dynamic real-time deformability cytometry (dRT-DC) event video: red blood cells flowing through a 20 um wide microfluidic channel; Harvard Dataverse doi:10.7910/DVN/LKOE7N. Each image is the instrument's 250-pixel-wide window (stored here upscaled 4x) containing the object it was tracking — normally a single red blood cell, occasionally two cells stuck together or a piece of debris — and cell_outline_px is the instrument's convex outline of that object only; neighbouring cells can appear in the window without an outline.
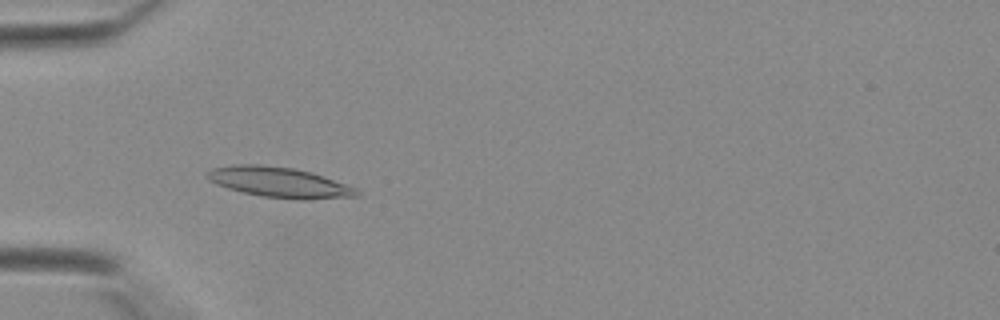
{"species": "Egyptian fruit bat (a non-hibernating species)", "species_latin": "Rousettus aegyptiacus", "temperature_condition": "warm", "stored_images_in_passage": 32, "camera_frame_rate_fps": 3000, "um_per_image_px": 0.085, "animal": {"sex": "female"}, "frame": {"image": 1, "passage_image": 4, "time_ms": 1.0, "image_size_px": [1000, 320], "cell_outline_px": [[360, 196], [304, 200], [296, 200], [260, 196], [228, 188], [216, 184], [208, 180], [204, 176], [204, 172], [212, 168], [232, 164], [260, 164], [292, 168], [312, 172], [356, 188], [360, 192]], "centroid_in_image_um": [23.69, 15.49], "position_along_channel_um": 61.3, "area_um2": 26.7}}
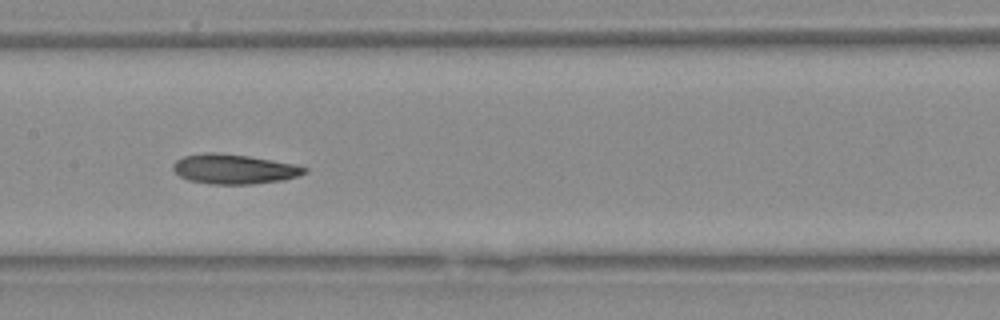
{"frame": {"image": 2, "passage_image": 12, "time_ms": 3.667, "image_size_px": [1000, 320], "cell_outline_px": [[308, 172], [300, 176], [284, 180], [252, 184], [212, 184], [188, 180], [180, 176], [172, 168], [172, 164], [176, 160], [184, 156], [208, 152], [220, 152], [248, 156], [296, 164], [308, 168]], "centroid_in_image_um": [19.93, 14.37], "position_along_channel_um": 187.5, "area_um2": 22.95}}
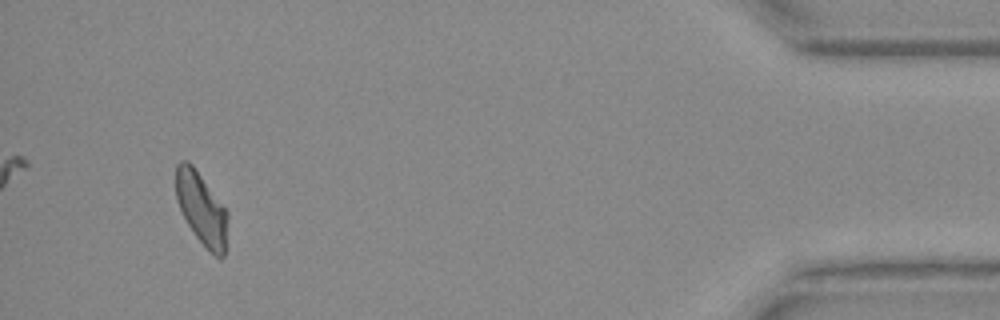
{"frame": {"image": 3, "passage_image": 30, "time_ms": 9.667, "image_size_px": [1000, 320], "cell_outline_px": [[228, 220], [224, 256], [220, 260], [196, 236], [188, 224], [176, 200], [176, 164], [180, 160], [188, 160], [192, 164], [228, 212]], "centroid_in_image_um": [17.12, 17.7], "position_along_channel_um": 418.1, "area_um2": 21.5}}